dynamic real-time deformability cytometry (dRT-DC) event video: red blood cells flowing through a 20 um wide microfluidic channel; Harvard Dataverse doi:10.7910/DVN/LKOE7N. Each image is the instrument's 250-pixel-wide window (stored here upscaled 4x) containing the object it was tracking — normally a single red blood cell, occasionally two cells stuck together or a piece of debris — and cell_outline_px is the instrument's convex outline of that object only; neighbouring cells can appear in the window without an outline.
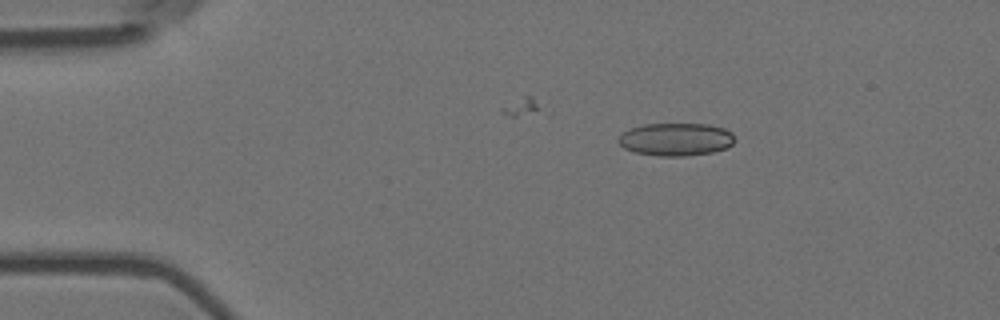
{"species": "Egyptian fruit bat (a non-hibernating species)", "species_latin": "Rousettus aegyptiacus", "temperature_condition": "room temperature", "stored_images_in_passage": 4, "camera_frame_rate_fps": 3000, "um_per_image_px": 0.085, "animal": {"sex": "female"}, "frame": {"image": 1, "passage_image": 2, "time_ms": 0.333, "image_size_px": [1000, 320], "cell_outline_px": [[736, 140], [728, 148], [712, 152], [684, 156], [656, 156], [636, 152], [624, 148], [616, 140], [624, 132], [632, 128], [644, 124], [708, 124], [724, 128], [732, 132]], "centroid_in_image_um": [57.49, 11.85], "position_along_channel_um": 27.5, "area_um2": 22.31}}